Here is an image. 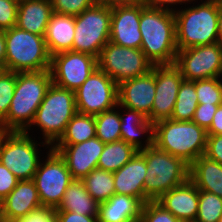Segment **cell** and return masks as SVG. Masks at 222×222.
Returning <instances> with one entry per match:
<instances>
[{"mask_svg":"<svg viewBox=\"0 0 222 222\" xmlns=\"http://www.w3.org/2000/svg\"><path fill=\"white\" fill-rule=\"evenodd\" d=\"M4 217H3V210H2V203L0 201V222H4Z\"/></svg>","mask_w":222,"mask_h":222,"instance_id":"cell-50","label":"cell"},{"mask_svg":"<svg viewBox=\"0 0 222 222\" xmlns=\"http://www.w3.org/2000/svg\"><path fill=\"white\" fill-rule=\"evenodd\" d=\"M189 179L198 190L214 193L222 198V165L200 156L191 165Z\"/></svg>","mask_w":222,"mask_h":222,"instance_id":"cell-26","label":"cell"},{"mask_svg":"<svg viewBox=\"0 0 222 222\" xmlns=\"http://www.w3.org/2000/svg\"><path fill=\"white\" fill-rule=\"evenodd\" d=\"M153 66L141 49L118 46L110 41L98 58V67L118 85L148 73Z\"/></svg>","mask_w":222,"mask_h":222,"instance_id":"cell-11","label":"cell"},{"mask_svg":"<svg viewBox=\"0 0 222 222\" xmlns=\"http://www.w3.org/2000/svg\"><path fill=\"white\" fill-rule=\"evenodd\" d=\"M99 203L87 192L81 180H73L55 211H70L86 216H97Z\"/></svg>","mask_w":222,"mask_h":222,"instance_id":"cell-27","label":"cell"},{"mask_svg":"<svg viewBox=\"0 0 222 222\" xmlns=\"http://www.w3.org/2000/svg\"><path fill=\"white\" fill-rule=\"evenodd\" d=\"M53 13L50 0L19 1L16 26L32 34L45 36Z\"/></svg>","mask_w":222,"mask_h":222,"instance_id":"cell-24","label":"cell"},{"mask_svg":"<svg viewBox=\"0 0 222 222\" xmlns=\"http://www.w3.org/2000/svg\"><path fill=\"white\" fill-rule=\"evenodd\" d=\"M146 161L145 196L158 200L164 193L189 179L190 165L182 158L159 149L156 145L139 150Z\"/></svg>","mask_w":222,"mask_h":222,"instance_id":"cell-5","label":"cell"},{"mask_svg":"<svg viewBox=\"0 0 222 222\" xmlns=\"http://www.w3.org/2000/svg\"><path fill=\"white\" fill-rule=\"evenodd\" d=\"M219 105L222 104H198L192 121L198 126L203 127L206 131L210 128L213 117Z\"/></svg>","mask_w":222,"mask_h":222,"instance_id":"cell-39","label":"cell"},{"mask_svg":"<svg viewBox=\"0 0 222 222\" xmlns=\"http://www.w3.org/2000/svg\"><path fill=\"white\" fill-rule=\"evenodd\" d=\"M16 72L5 71L0 76V120H4L14 95Z\"/></svg>","mask_w":222,"mask_h":222,"instance_id":"cell-35","label":"cell"},{"mask_svg":"<svg viewBox=\"0 0 222 222\" xmlns=\"http://www.w3.org/2000/svg\"><path fill=\"white\" fill-rule=\"evenodd\" d=\"M138 222H182L157 201H148L143 205Z\"/></svg>","mask_w":222,"mask_h":222,"instance_id":"cell-36","label":"cell"},{"mask_svg":"<svg viewBox=\"0 0 222 222\" xmlns=\"http://www.w3.org/2000/svg\"><path fill=\"white\" fill-rule=\"evenodd\" d=\"M204 156L222 165V134L207 135L206 151Z\"/></svg>","mask_w":222,"mask_h":222,"instance_id":"cell-42","label":"cell"},{"mask_svg":"<svg viewBox=\"0 0 222 222\" xmlns=\"http://www.w3.org/2000/svg\"><path fill=\"white\" fill-rule=\"evenodd\" d=\"M39 146H43L45 149L52 148L47 142L42 141L41 143L37 140L35 141V137L31 134L29 136L26 132L11 131L2 143L0 162L6 166L19 181L32 180L42 160L41 156H39Z\"/></svg>","mask_w":222,"mask_h":222,"instance_id":"cell-9","label":"cell"},{"mask_svg":"<svg viewBox=\"0 0 222 222\" xmlns=\"http://www.w3.org/2000/svg\"><path fill=\"white\" fill-rule=\"evenodd\" d=\"M75 16L53 13L44 36L50 56L72 51L75 34Z\"/></svg>","mask_w":222,"mask_h":222,"instance_id":"cell-25","label":"cell"},{"mask_svg":"<svg viewBox=\"0 0 222 222\" xmlns=\"http://www.w3.org/2000/svg\"><path fill=\"white\" fill-rule=\"evenodd\" d=\"M46 154L32 180L38 190L41 205L56 209L74 179L57 151L51 148Z\"/></svg>","mask_w":222,"mask_h":222,"instance_id":"cell-10","label":"cell"},{"mask_svg":"<svg viewBox=\"0 0 222 222\" xmlns=\"http://www.w3.org/2000/svg\"><path fill=\"white\" fill-rule=\"evenodd\" d=\"M183 80L181 71L175 64L156 65V94L151 111V123L171 119Z\"/></svg>","mask_w":222,"mask_h":222,"instance_id":"cell-16","label":"cell"},{"mask_svg":"<svg viewBox=\"0 0 222 222\" xmlns=\"http://www.w3.org/2000/svg\"><path fill=\"white\" fill-rule=\"evenodd\" d=\"M81 181L84 183L87 192L98 203L107 201L115 194L113 172L96 168Z\"/></svg>","mask_w":222,"mask_h":222,"instance_id":"cell-30","label":"cell"},{"mask_svg":"<svg viewBox=\"0 0 222 222\" xmlns=\"http://www.w3.org/2000/svg\"><path fill=\"white\" fill-rule=\"evenodd\" d=\"M199 3L179 7L174 12L178 50L218 42L219 3L216 0H201Z\"/></svg>","mask_w":222,"mask_h":222,"instance_id":"cell-2","label":"cell"},{"mask_svg":"<svg viewBox=\"0 0 222 222\" xmlns=\"http://www.w3.org/2000/svg\"><path fill=\"white\" fill-rule=\"evenodd\" d=\"M146 169L145 157L138 151L118 171L113 172L115 193L133 196L144 204L150 201L144 193Z\"/></svg>","mask_w":222,"mask_h":222,"instance_id":"cell-20","label":"cell"},{"mask_svg":"<svg viewBox=\"0 0 222 222\" xmlns=\"http://www.w3.org/2000/svg\"><path fill=\"white\" fill-rule=\"evenodd\" d=\"M51 84L50 70L16 73L14 95L3 120L10 131L25 132L30 127Z\"/></svg>","mask_w":222,"mask_h":222,"instance_id":"cell-3","label":"cell"},{"mask_svg":"<svg viewBox=\"0 0 222 222\" xmlns=\"http://www.w3.org/2000/svg\"><path fill=\"white\" fill-rule=\"evenodd\" d=\"M19 0H0V30L16 26Z\"/></svg>","mask_w":222,"mask_h":222,"instance_id":"cell-38","label":"cell"},{"mask_svg":"<svg viewBox=\"0 0 222 222\" xmlns=\"http://www.w3.org/2000/svg\"><path fill=\"white\" fill-rule=\"evenodd\" d=\"M222 134V105H219L214 114L210 128L207 130V135Z\"/></svg>","mask_w":222,"mask_h":222,"instance_id":"cell-45","label":"cell"},{"mask_svg":"<svg viewBox=\"0 0 222 222\" xmlns=\"http://www.w3.org/2000/svg\"><path fill=\"white\" fill-rule=\"evenodd\" d=\"M111 5L96 2L75 16L72 51L99 58L102 48L110 40Z\"/></svg>","mask_w":222,"mask_h":222,"instance_id":"cell-8","label":"cell"},{"mask_svg":"<svg viewBox=\"0 0 222 222\" xmlns=\"http://www.w3.org/2000/svg\"><path fill=\"white\" fill-rule=\"evenodd\" d=\"M138 150L123 140L106 143L101 153L97 168L105 171H118L131 160Z\"/></svg>","mask_w":222,"mask_h":222,"instance_id":"cell-28","label":"cell"},{"mask_svg":"<svg viewBox=\"0 0 222 222\" xmlns=\"http://www.w3.org/2000/svg\"><path fill=\"white\" fill-rule=\"evenodd\" d=\"M141 1L111 5L110 42L122 47L141 48L142 36L139 30Z\"/></svg>","mask_w":222,"mask_h":222,"instance_id":"cell-15","label":"cell"},{"mask_svg":"<svg viewBox=\"0 0 222 222\" xmlns=\"http://www.w3.org/2000/svg\"><path fill=\"white\" fill-rule=\"evenodd\" d=\"M218 222H222V215H221V217L219 218Z\"/></svg>","mask_w":222,"mask_h":222,"instance_id":"cell-53","label":"cell"},{"mask_svg":"<svg viewBox=\"0 0 222 222\" xmlns=\"http://www.w3.org/2000/svg\"><path fill=\"white\" fill-rule=\"evenodd\" d=\"M19 180L0 162V201H2L15 187Z\"/></svg>","mask_w":222,"mask_h":222,"instance_id":"cell-41","label":"cell"},{"mask_svg":"<svg viewBox=\"0 0 222 222\" xmlns=\"http://www.w3.org/2000/svg\"><path fill=\"white\" fill-rule=\"evenodd\" d=\"M77 113L75 94L73 91L51 84L38 107L34 120L25 131L36 126L42 132L44 142L53 146L64 134L68 122Z\"/></svg>","mask_w":222,"mask_h":222,"instance_id":"cell-6","label":"cell"},{"mask_svg":"<svg viewBox=\"0 0 222 222\" xmlns=\"http://www.w3.org/2000/svg\"><path fill=\"white\" fill-rule=\"evenodd\" d=\"M6 40L5 31L0 30V66L5 67Z\"/></svg>","mask_w":222,"mask_h":222,"instance_id":"cell-46","label":"cell"},{"mask_svg":"<svg viewBox=\"0 0 222 222\" xmlns=\"http://www.w3.org/2000/svg\"><path fill=\"white\" fill-rule=\"evenodd\" d=\"M13 222H56L55 208L42 206Z\"/></svg>","mask_w":222,"mask_h":222,"instance_id":"cell-40","label":"cell"},{"mask_svg":"<svg viewBox=\"0 0 222 222\" xmlns=\"http://www.w3.org/2000/svg\"><path fill=\"white\" fill-rule=\"evenodd\" d=\"M144 203L133 196L114 194L99 203L98 222H138Z\"/></svg>","mask_w":222,"mask_h":222,"instance_id":"cell-23","label":"cell"},{"mask_svg":"<svg viewBox=\"0 0 222 222\" xmlns=\"http://www.w3.org/2000/svg\"><path fill=\"white\" fill-rule=\"evenodd\" d=\"M197 98L194 81L183 80L179 88L171 119L175 121H192L198 106Z\"/></svg>","mask_w":222,"mask_h":222,"instance_id":"cell-31","label":"cell"},{"mask_svg":"<svg viewBox=\"0 0 222 222\" xmlns=\"http://www.w3.org/2000/svg\"><path fill=\"white\" fill-rule=\"evenodd\" d=\"M98 68V58L93 55L65 51L51 56L52 83L76 91Z\"/></svg>","mask_w":222,"mask_h":222,"instance_id":"cell-14","label":"cell"},{"mask_svg":"<svg viewBox=\"0 0 222 222\" xmlns=\"http://www.w3.org/2000/svg\"><path fill=\"white\" fill-rule=\"evenodd\" d=\"M53 12L62 15L76 16L92 7L97 0H50Z\"/></svg>","mask_w":222,"mask_h":222,"instance_id":"cell-37","label":"cell"},{"mask_svg":"<svg viewBox=\"0 0 222 222\" xmlns=\"http://www.w3.org/2000/svg\"><path fill=\"white\" fill-rule=\"evenodd\" d=\"M105 143L96 136L79 144H54L52 148L64 159L74 180H82L92 170L103 152Z\"/></svg>","mask_w":222,"mask_h":222,"instance_id":"cell-17","label":"cell"},{"mask_svg":"<svg viewBox=\"0 0 222 222\" xmlns=\"http://www.w3.org/2000/svg\"><path fill=\"white\" fill-rule=\"evenodd\" d=\"M137 1H140V0H97V2H101L107 5L133 3Z\"/></svg>","mask_w":222,"mask_h":222,"instance_id":"cell-49","label":"cell"},{"mask_svg":"<svg viewBox=\"0 0 222 222\" xmlns=\"http://www.w3.org/2000/svg\"><path fill=\"white\" fill-rule=\"evenodd\" d=\"M222 215V198L199 190L198 214L194 222H218Z\"/></svg>","mask_w":222,"mask_h":222,"instance_id":"cell-33","label":"cell"},{"mask_svg":"<svg viewBox=\"0 0 222 222\" xmlns=\"http://www.w3.org/2000/svg\"><path fill=\"white\" fill-rule=\"evenodd\" d=\"M207 131L193 121L161 120L154 124V145L191 165L206 151Z\"/></svg>","mask_w":222,"mask_h":222,"instance_id":"cell-4","label":"cell"},{"mask_svg":"<svg viewBox=\"0 0 222 222\" xmlns=\"http://www.w3.org/2000/svg\"><path fill=\"white\" fill-rule=\"evenodd\" d=\"M222 77L194 81L198 104H222Z\"/></svg>","mask_w":222,"mask_h":222,"instance_id":"cell-34","label":"cell"},{"mask_svg":"<svg viewBox=\"0 0 222 222\" xmlns=\"http://www.w3.org/2000/svg\"><path fill=\"white\" fill-rule=\"evenodd\" d=\"M56 222H98L97 216H86L70 211H55Z\"/></svg>","mask_w":222,"mask_h":222,"instance_id":"cell-44","label":"cell"},{"mask_svg":"<svg viewBox=\"0 0 222 222\" xmlns=\"http://www.w3.org/2000/svg\"><path fill=\"white\" fill-rule=\"evenodd\" d=\"M140 1L145 5V7L148 8H159L162 10L176 12V9L178 10L176 6H178L179 4L180 5L185 4L186 6L188 5V3L191 4L193 1L196 0H140ZM173 6L174 8H172Z\"/></svg>","mask_w":222,"mask_h":222,"instance_id":"cell-43","label":"cell"},{"mask_svg":"<svg viewBox=\"0 0 222 222\" xmlns=\"http://www.w3.org/2000/svg\"><path fill=\"white\" fill-rule=\"evenodd\" d=\"M77 112L98 115L116 108L118 84L99 67L74 91Z\"/></svg>","mask_w":222,"mask_h":222,"instance_id":"cell-12","label":"cell"},{"mask_svg":"<svg viewBox=\"0 0 222 222\" xmlns=\"http://www.w3.org/2000/svg\"><path fill=\"white\" fill-rule=\"evenodd\" d=\"M6 71L5 67L0 66V76Z\"/></svg>","mask_w":222,"mask_h":222,"instance_id":"cell-51","label":"cell"},{"mask_svg":"<svg viewBox=\"0 0 222 222\" xmlns=\"http://www.w3.org/2000/svg\"><path fill=\"white\" fill-rule=\"evenodd\" d=\"M4 31L6 71L18 73L50 70L51 56L44 36L32 34L17 26Z\"/></svg>","mask_w":222,"mask_h":222,"instance_id":"cell-7","label":"cell"},{"mask_svg":"<svg viewBox=\"0 0 222 222\" xmlns=\"http://www.w3.org/2000/svg\"><path fill=\"white\" fill-rule=\"evenodd\" d=\"M119 111L117 104L116 108L94 116L96 122V137L105 144L121 140V119Z\"/></svg>","mask_w":222,"mask_h":222,"instance_id":"cell-32","label":"cell"},{"mask_svg":"<svg viewBox=\"0 0 222 222\" xmlns=\"http://www.w3.org/2000/svg\"><path fill=\"white\" fill-rule=\"evenodd\" d=\"M182 222H194L198 214L199 190L188 179L156 200Z\"/></svg>","mask_w":222,"mask_h":222,"instance_id":"cell-19","label":"cell"},{"mask_svg":"<svg viewBox=\"0 0 222 222\" xmlns=\"http://www.w3.org/2000/svg\"><path fill=\"white\" fill-rule=\"evenodd\" d=\"M3 217L13 222L40 207L41 201L33 180L18 181L16 187L1 201Z\"/></svg>","mask_w":222,"mask_h":222,"instance_id":"cell-21","label":"cell"},{"mask_svg":"<svg viewBox=\"0 0 222 222\" xmlns=\"http://www.w3.org/2000/svg\"><path fill=\"white\" fill-rule=\"evenodd\" d=\"M10 132L11 131L7 128L5 123L2 120H0V149H1V146H2V143H3L4 139L6 138V136Z\"/></svg>","mask_w":222,"mask_h":222,"instance_id":"cell-47","label":"cell"},{"mask_svg":"<svg viewBox=\"0 0 222 222\" xmlns=\"http://www.w3.org/2000/svg\"><path fill=\"white\" fill-rule=\"evenodd\" d=\"M219 4H222V0H216Z\"/></svg>","mask_w":222,"mask_h":222,"instance_id":"cell-52","label":"cell"},{"mask_svg":"<svg viewBox=\"0 0 222 222\" xmlns=\"http://www.w3.org/2000/svg\"><path fill=\"white\" fill-rule=\"evenodd\" d=\"M218 43L222 45V4H219L218 14Z\"/></svg>","mask_w":222,"mask_h":222,"instance_id":"cell-48","label":"cell"},{"mask_svg":"<svg viewBox=\"0 0 222 222\" xmlns=\"http://www.w3.org/2000/svg\"><path fill=\"white\" fill-rule=\"evenodd\" d=\"M139 30L142 36L140 49L153 65L175 64L178 48L174 12L144 7Z\"/></svg>","mask_w":222,"mask_h":222,"instance_id":"cell-1","label":"cell"},{"mask_svg":"<svg viewBox=\"0 0 222 222\" xmlns=\"http://www.w3.org/2000/svg\"><path fill=\"white\" fill-rule=\"evenodd\" d=\"M93 115L77 112L68 122L64 134L55 144H79L96 136Z\"/></svg>","mask_w":222,"mask_h":222,"instance_id":"cell-29","label":"cell"},{"mask_svg":"<svg viewBox=\"0 0 222 222\" xmlns=\"http://www.w3.org/2000/svg\"><path fill=\"white\" fill-rule=\"evenodd\" d=\"M118 109L123 110L120 111L121 113L119 112L121 119V140L133 145L138 151L152 146L154 144V124L142 113L121 106L119 103ZM144 134V137H146L145 141L140 139V136Z\"/></svg>","mask_w":222,"mask_h":222,"instance_id":"cell-22","label":"cell"},{"mask_svg":"<svg viewBox=\"0 0 222 222\" xmlns=\"http://www.w3.org/2000/svg\"><path fill=\"white\" fill-rule=\"evenodd\" d=\"M156 65L148 73L128 79L118 85V103L142 113L151 122L156 94Z\"/></svg>","mask_w":222,"mask_h":222,"instance_id":"cell-18","label":"cell"},{"mask_svg":"<svg viewBox=\"0 0 222 222\" xmlns=\"http://www.w3.org/2000/svg\"><path fill=\"white\" fill-rule=\"evenodd\" d=\"M175 65L184 80L222 77V45L217 42L178 50Z\"/></svg>","mask_w":222,"mask_h":222,"instance_id":"cell-13","label":"cell"}]
</instances>
